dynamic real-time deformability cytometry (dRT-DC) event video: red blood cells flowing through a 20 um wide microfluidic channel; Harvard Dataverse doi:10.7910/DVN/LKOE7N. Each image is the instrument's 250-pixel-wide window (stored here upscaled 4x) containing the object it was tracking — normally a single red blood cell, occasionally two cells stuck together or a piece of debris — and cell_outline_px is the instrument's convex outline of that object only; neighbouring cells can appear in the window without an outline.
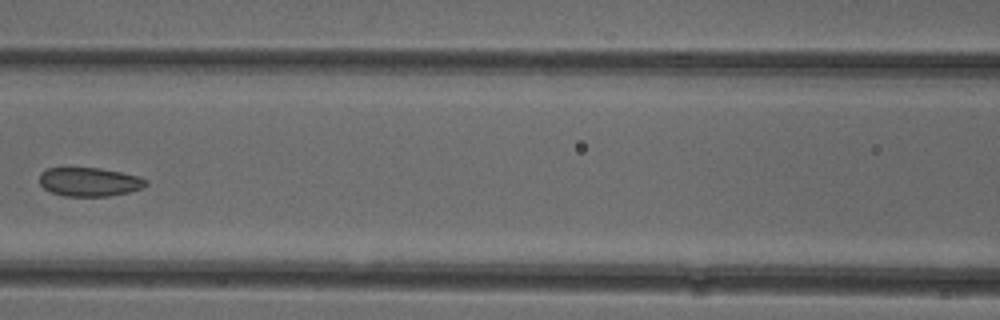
{"species": "common noctule bat (a hibernating species)", "species_latin": "Nyctalus noctula", "temperature_condition": "cold", "stored_images_in_passage": 7, "camera_frame_rate_fps": 3000, "um_per_image_px": 0.085, "animal": {"sex": "female"}, "frame": {"image": 1, "passage_image": 7, "time_ms": 7.667, "image_size_px": [1000, 320], "cell_outline_px": [[148, 184], [140, 188], [128, 192], [108, 196], [64, 196], [52, 192], [44, 188], [40, 184], [40, 172], [48, 168], [100, 168], [140, 176], [148, 180]], "centroid_in_image_um": [7.6, 15.45], "position_along_channel_um": 159.0, "area_um2": 17.8}}